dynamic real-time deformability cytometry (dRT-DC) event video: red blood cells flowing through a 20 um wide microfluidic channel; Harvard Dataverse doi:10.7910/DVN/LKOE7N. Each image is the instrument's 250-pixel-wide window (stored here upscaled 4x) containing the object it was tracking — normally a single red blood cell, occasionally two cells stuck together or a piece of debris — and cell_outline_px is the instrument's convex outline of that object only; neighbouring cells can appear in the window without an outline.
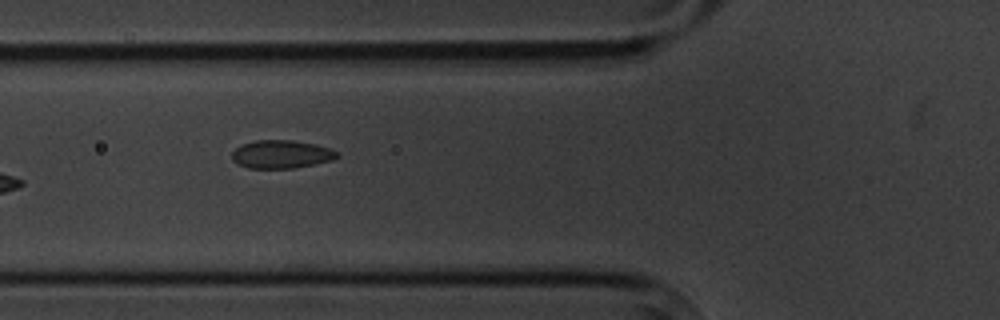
{"species": "common noctule bat (a hibernating species)", "species_latin": "Nyctalus noctula", "temperature_condition": "cold", "stored_images_in_passage": 8, "camera_frame_rate_fps": 3000, "um_per_image_px": 0.085, "animal": {"sex": "male", "body_mass_g": 20.1, "forearm_length_mm": 53.5}, "frame": {"image": 1, "passage_image": 7, "time_ms": 8.0, "image_size_px": [1000, 320], "cell_outline_px": [[340, 156], [332, 160], [292, 168], [248, 168], [236, 164], [232, 160], [232, 152], [240, 144], [256, 140], [292, 140], [316, 144], [340, 152]], "centroid_in_image_um": [23.89, 13.1], "position_along_channel_um": 101.9, "area_um2": 17.34}}